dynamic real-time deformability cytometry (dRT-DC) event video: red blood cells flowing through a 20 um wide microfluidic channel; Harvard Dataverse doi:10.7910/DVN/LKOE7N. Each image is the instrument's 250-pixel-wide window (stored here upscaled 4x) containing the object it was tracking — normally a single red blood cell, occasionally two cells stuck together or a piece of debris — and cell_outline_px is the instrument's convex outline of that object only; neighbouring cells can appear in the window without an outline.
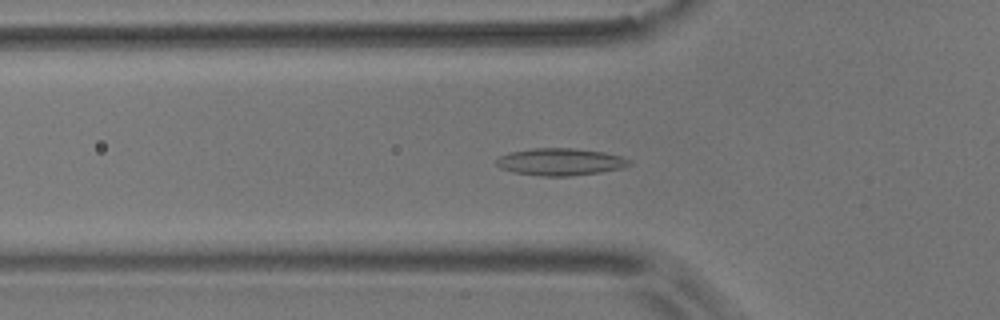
{"species": "common noctule bat (a hibernating species)", "species_latin": "Nyctalus noctula", "temperature_condition": "room temperature", "stored_images_in_passage": 55, "camera_frame_rate_fps": 3000, "um_per_image_px": 0.085, "animal": {"sex": "male", "body_mass_g": 17.9}, "frame": {"image": 1, "passage_image": 18, "time_ms": 5.667, "image_size_px": [1000, 320], "cell_outline_px": [[632, 164], [624, 168], [600, 172], [572, 176], [540, 176], [512, 172], [500, 168], [496, 164], [496, 160], [500, 156], [508, 152], [532, 148], [576, 148], [604, 152], [620, 156], [632, 160]], "centroid_in_image_um": [47.64, 13.75], "position_along_channel_um": 78.2, "area_um2": 21.33}}
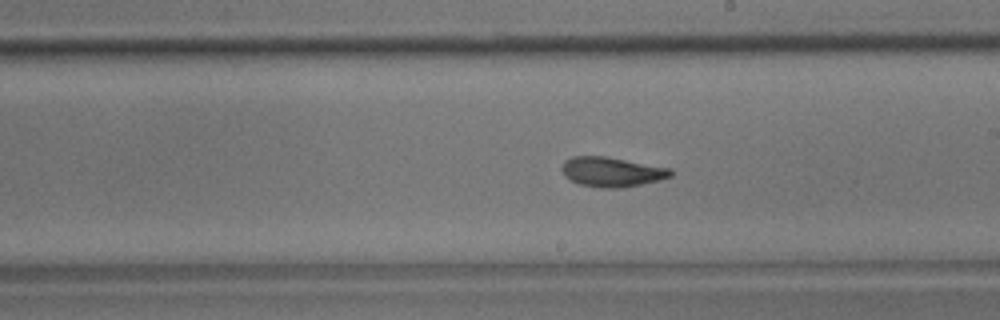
{"frame": {"image": 2, "passage_image": 31, "time_ms": 10.0, "image_size_px": [1000, 320], "cell_outline_px": [[672, 176], [660, 180], [620, 188], [600, 188], [580, 184], [564, 176], [560, 168], [564, 160], [572, 156], [608, 156], [672, 168]], "centroid_in_image_um": [52.0, 14.59], "position_along_channel_um": 237.0, "area_um2": 19.07}}
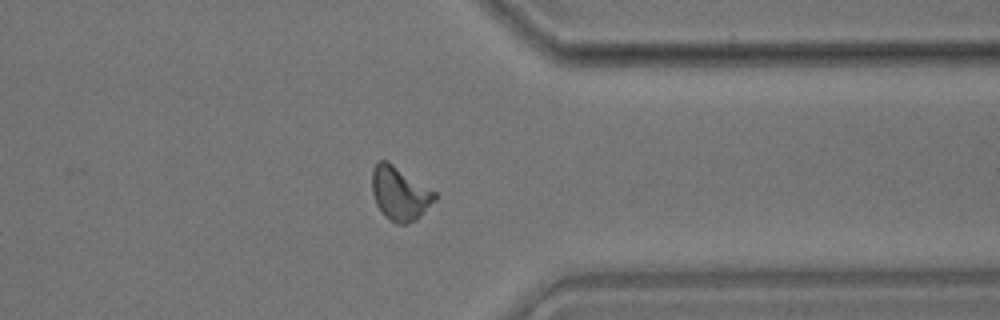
{"frame": {"image": 3, "passage_image": 43, "time_ms": 14.0, "image_size_px": [1000, 320], "cell_outline_px": [[436, 200], [416, 220], [404, 224], [396, 224], [384, 216], [376, 204], [372, 192], [372, 168], [376, 160], [388, 160], [436, 192]], "centroid_in_image_um": [33.96, 16.42], "position_along_channel_um": 377.4, "area_um2": 19.83}, "authors_computed_cell_mechanics": {"area_um2": 18.785, "velocity_mm_per_s": 3.6557, "shape_relaxation_time_tau1_ms": 7.7079, "shape_relaxation_time_tau2_ms": 2.0527, "deformation_change_tau1": 0.1572, "deformation_change_tau2": 0.078}}